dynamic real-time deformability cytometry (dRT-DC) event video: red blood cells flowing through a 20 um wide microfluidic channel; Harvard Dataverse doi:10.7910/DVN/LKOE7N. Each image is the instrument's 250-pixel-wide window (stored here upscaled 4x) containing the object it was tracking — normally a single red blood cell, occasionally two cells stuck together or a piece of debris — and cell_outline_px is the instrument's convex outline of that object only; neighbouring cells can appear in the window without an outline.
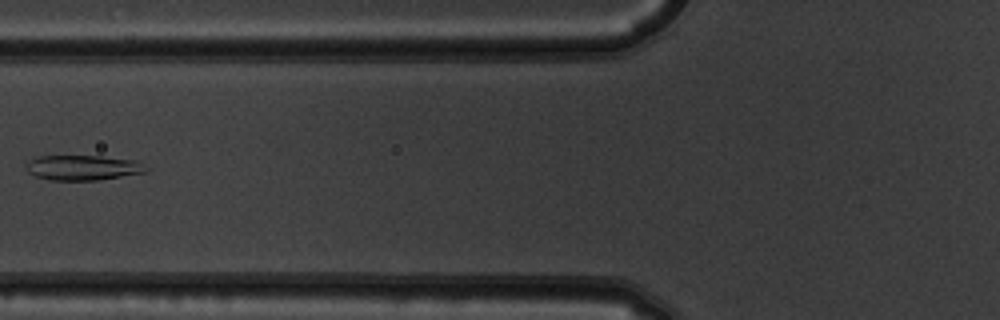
{"species": "common noctule bat (a hibernating species)", "species_latin": "Nyctalus noctula", "temperature_condition": "warm", "stored_images_in_passage": 4, "camera_frame_rate_fps": 3000, "um_per_image_px": 0.085, "animal": {"sex": "male", "body_mass_g": 19.5, "forearm_length_mm": 54.6}, "frame": {"image": 1, "passage_image": 2, "time_ms": 0.333, "image_size_px": [1000, 320], "cell_outline_px": [[148, 168], [144, 172], [96, 180], [48, 180], [36, 176], [28, 172], [24, 164], [36, 156], [100, 156], [136, 160]], "centroid_in_image_um": [6.98, 14.24], "position_along_channel_um": 118.8, "area_um2": 17.4}}